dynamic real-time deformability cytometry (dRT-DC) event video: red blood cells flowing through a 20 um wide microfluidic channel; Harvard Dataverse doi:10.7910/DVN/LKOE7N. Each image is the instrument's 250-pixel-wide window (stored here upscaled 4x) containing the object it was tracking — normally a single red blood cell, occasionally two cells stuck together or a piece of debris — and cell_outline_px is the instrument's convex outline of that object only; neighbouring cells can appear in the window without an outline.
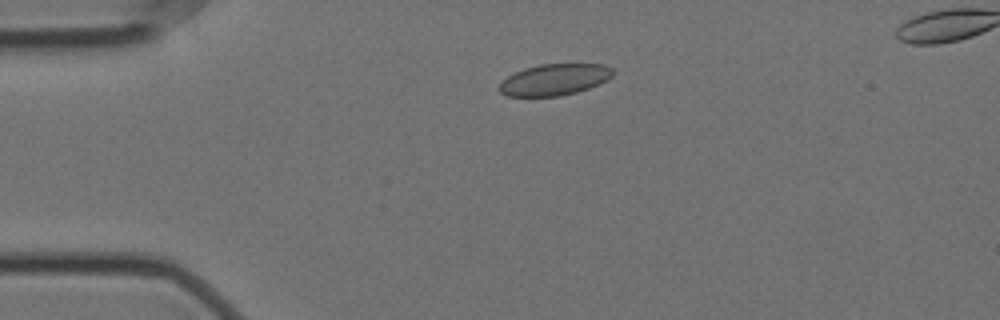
{"species": "Egyptian fruit bat (a non-hibernating species)", "species_latin": "Rousettus aegyptiacus", "temperature_condition": "cold", "stored_images_in_passage": 46, "camera_frame_rate_fps": 3000, "um_per_image_px": 0.085, "animal": {"sex": "female"}, "frame": {"image": 1, "passage_image": 2, "time_ms": 0.333, "image_size_px": [1000, 320], "cell_outline_px": [[612, 76], [608, 80], [600, 84], [576, 92], [560, 96], [504, 96], [496, 88], [508, 76], [524, 68], [540, 64], [604, 64], [612, 68]], "centroid_in_image_um": [47.12, 6.77], "position_along_channel_um": 37.9, "area_um2": 20.81}}
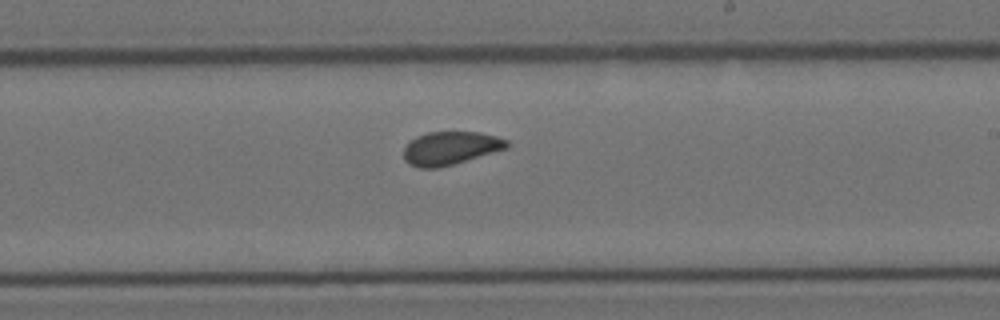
{"frame": {"image": 2, "passage_image": 23, "time_ms": 7.333, "image_size_px": [1000, 320], "cell_outline_px": [[508, 148], [440, 168], [420, 168], [408, 164], [404, 160], [404, 148], [416, 136], [428, 132], [480, 132], [496, 136], [508, 140]], "centroid_in_image_um": [38.28, 12.6], "position_along_channel_um": 250.7, "area_um2": 20.0}}
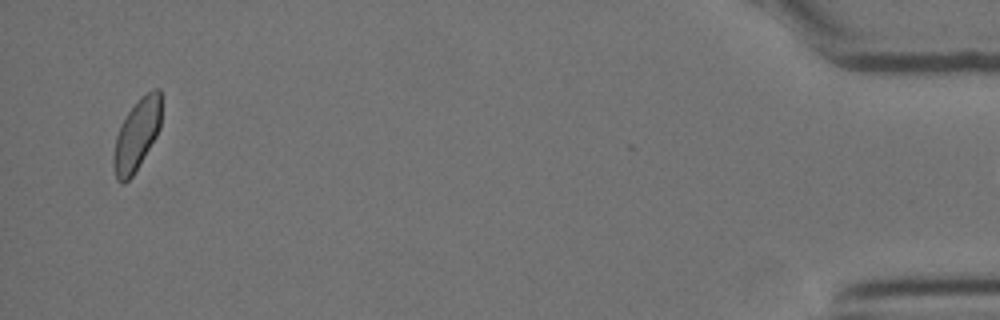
{"frame": {"image": 3, "passage_image": 45, "time_ms": 14.667, "image_size_px": [1000, 320], "cell_outline_px": [[160, 128], [156, 136], [132, 176], [124, 184], [120, 184], [116, 180], [112, 164], [112, 156], [116, 136], [120, 124], [128, 112], [152, 88], [160, 88]], "centroid_in_image_um": [11.58, 11.52], "position_along_channel_um": 423.6, "area_um2": 19.59}}